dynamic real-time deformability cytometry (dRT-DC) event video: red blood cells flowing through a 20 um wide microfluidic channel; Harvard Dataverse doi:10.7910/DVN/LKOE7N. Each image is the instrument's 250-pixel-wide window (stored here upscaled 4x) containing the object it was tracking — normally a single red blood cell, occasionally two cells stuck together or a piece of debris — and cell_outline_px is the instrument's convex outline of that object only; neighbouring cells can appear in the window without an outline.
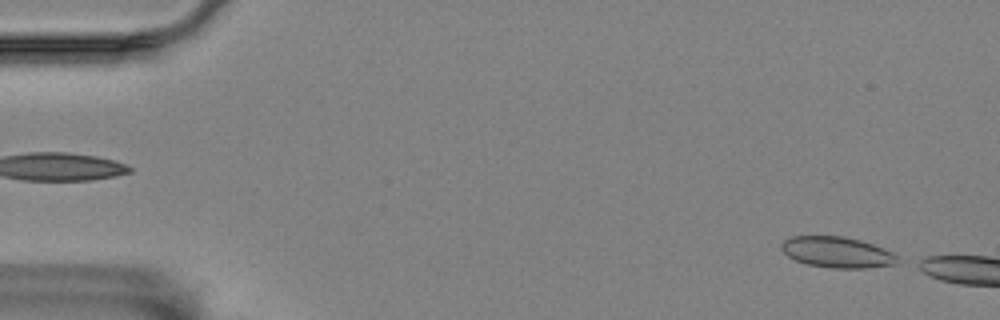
{"species": "Egyptian fruit bat (a non-hibernating species)", "species_latin": "Rousettus aegyptiacus", "temperature_condition": "room temperature", "stored_images_in_passage": 4, "segment_of_instrument_passage": [2, 2], "camera_frame_rate_fps": 3000, "um_per_image_px": 0.085, "animal": {"sex": "female"}, "frame": {"image": 1, "passage_image": 4, "time_ms": 1.0, "image_size_px": [1000, 320], "cell_outline_px": [[900, 264], [868, 268], [832, 268], [808, 264], [796, 260], [788, 256], [780, 248], [780, 244], [784, 240], [792, 236], [844, 236], [860, 240], [884, 248], [892, 252], [896, 256]], "centroid_in_image_um": [71.17, 21.44], "position_along_channel_um": 13.8, "area_um2": 20.98}}